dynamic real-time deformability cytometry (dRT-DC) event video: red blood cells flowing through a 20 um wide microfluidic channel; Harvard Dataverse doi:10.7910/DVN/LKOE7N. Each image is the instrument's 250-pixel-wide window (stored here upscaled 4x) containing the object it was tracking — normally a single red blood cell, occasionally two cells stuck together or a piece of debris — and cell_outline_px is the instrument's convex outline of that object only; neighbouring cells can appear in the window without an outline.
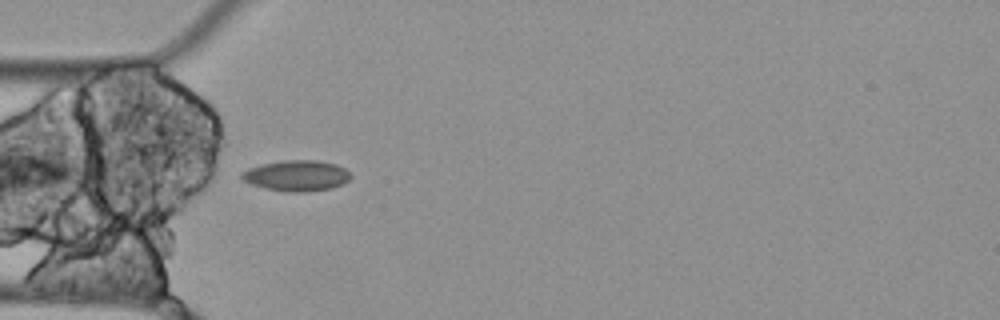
{"species": "Egyptian fruit bat (a non-hibernating species)", "species_latin": "Rousettus aegyptiacus", "temperature_condition": "cold", "stored_images_in_passage": 2, "camera_frame_rate_fps": 3000, "um_per_image_px": 0.085, "animal": {"sex": "female"}, "frame": {"image": 1, "passage_image": 2, "time_ms": 0.333, "image_size_px": [1000, 320], "cell_outline_px": [[352, 176], [348, 180], [332, 188], [304, 192], [288, 192], [264, 188], [252, 184], [244, 180], [240, 176], [240, 172], [248, 168], [260, 164], [280, 160], [316, 160], [336, 164], [344, 168]], "centroid_in_image_um": [25.17, 14.92], "position_along_channel_um": 59.8, "area_um2": 19.59}}